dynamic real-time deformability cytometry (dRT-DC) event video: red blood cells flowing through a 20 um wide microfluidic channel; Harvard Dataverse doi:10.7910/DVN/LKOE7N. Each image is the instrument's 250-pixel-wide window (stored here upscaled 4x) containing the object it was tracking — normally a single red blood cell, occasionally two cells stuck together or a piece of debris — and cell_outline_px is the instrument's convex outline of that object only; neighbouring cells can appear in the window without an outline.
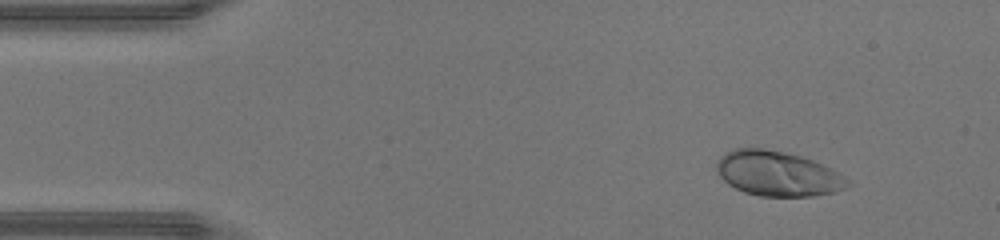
{"species": "human", "species_latin": "Homo sapiens", "temperature_condition": "warm", "stored_images_in_passage": 42, "camera_frame_rate_fps": 3000, "um_per_image_px": 0.085, "donor": {"sex": "male"}, "frame": {"image": 1, "passage_image": 1, "time_ms": 0.0, "image_size_px": [1000, 240], "cell_outline_px": [[852, 184], [836, 192], [812, 196], [760, 196], [744, 192], [728, 184], [716, 172], [716, 164], [720, 156], [736, 148], [760, 148], [784, 152], [800, 156], [812, 160], [832, 168], [852, 180]], "centroid_in_image_um": [66.14, 14.77], "position_along_channel_um": 18.9, "area_um2": 34.39}}
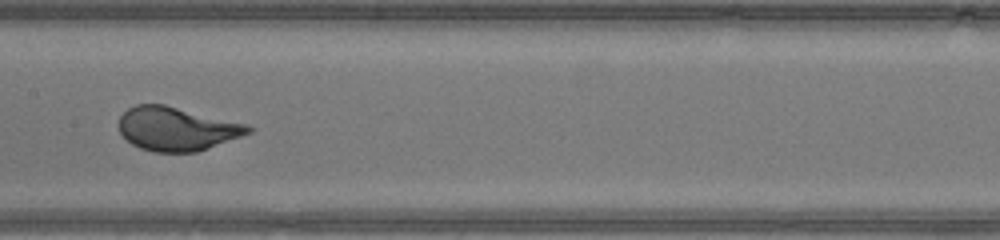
{"frame": {"image": 2, "passage_image": 19, "time_ms": 6.0, "image_size_px": [1000, 240], "cell_outline_px": [[252, 132], [196, 152], [152, 152], [140, 148], [132, 144], [120, 132], [120, 116], [128, 108], [136, 104], [164, 104], [248, 124], [252, 128]], "centroid_in_image_um": [15.02, 10.94], "position_along_channel_um": 192.4, "area_um2": 32.71}}
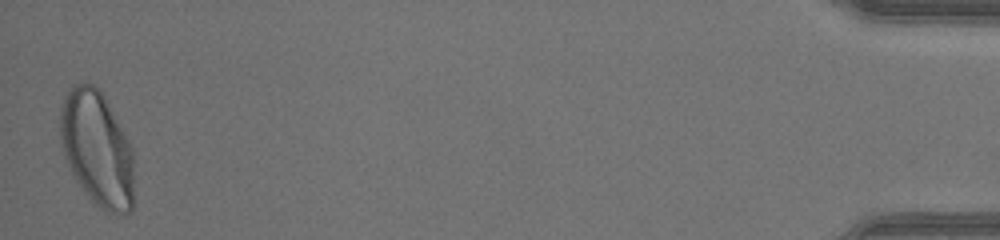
{"frame": {"image": 3, "passage_image": 42, "time_ms": 13.667, "image_size_px": [1000, 240], "cell_outline_px": [[132, 212], [112, 212], [100, 208], [84, 192], [76, 180], [64, 156], [60, 140], [60, 108], [64, 96], [68, 88], [72, 84], [84, 80], [96, 84], [100, 88], [128, 140], [132, 148]], "centroid_in_image_um": [8.2, 12.54], "position_along_channel_um": 427.0, "area_um2": 49.53}, "authors_computed_cell_mechanics": {"area_um2": 33.2928, "velocity_mm_per_s": 4.3914, "shape_relaxation_time_tau1_ms": 2.4961, "shape_relaxation_time_tau2_ms": null, "deformation_change_tau1": 0.1869, "deformation_change_tau2": null}}